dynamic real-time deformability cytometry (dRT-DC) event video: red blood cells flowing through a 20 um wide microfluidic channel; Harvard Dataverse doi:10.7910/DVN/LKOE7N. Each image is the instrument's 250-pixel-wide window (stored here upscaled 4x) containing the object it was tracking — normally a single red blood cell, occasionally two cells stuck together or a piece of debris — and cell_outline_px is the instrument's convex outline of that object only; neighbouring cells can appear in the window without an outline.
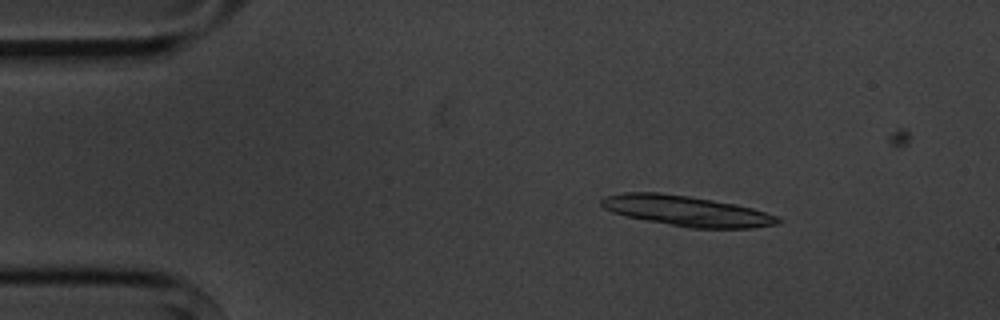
{"species": "common noctule bat (a hibernating species)", "species_latin": "Nyctalus noctula", "temperature_condition": "cold", "stored_images_in_passage": 5, "camera_frame_rate_fps": 3000, "um_per_image_px": 0.085, "animal": {"sex": "male", "body_mass_g": 20.1, "forearm_length_mm": 53.5}, "frame": {"image": 1, "passage_image": 2, "time_ms": 1.0, "image_size_px": [1000, 320], "cell_outline_px": [[784, 220], [776, 224], [752, 228], [692, 228], [624, 216], [612, 212], [604, 208], [600, 204], [600, 200], [604, 196], [624, 192], [656, 192], [688, 196], [736, 204], [752, 208], [776, 216]], "centroid_in_image_um": [58.33, 17.92], "position_along_channel_um": 26.7, "area_um2": 31.04}}